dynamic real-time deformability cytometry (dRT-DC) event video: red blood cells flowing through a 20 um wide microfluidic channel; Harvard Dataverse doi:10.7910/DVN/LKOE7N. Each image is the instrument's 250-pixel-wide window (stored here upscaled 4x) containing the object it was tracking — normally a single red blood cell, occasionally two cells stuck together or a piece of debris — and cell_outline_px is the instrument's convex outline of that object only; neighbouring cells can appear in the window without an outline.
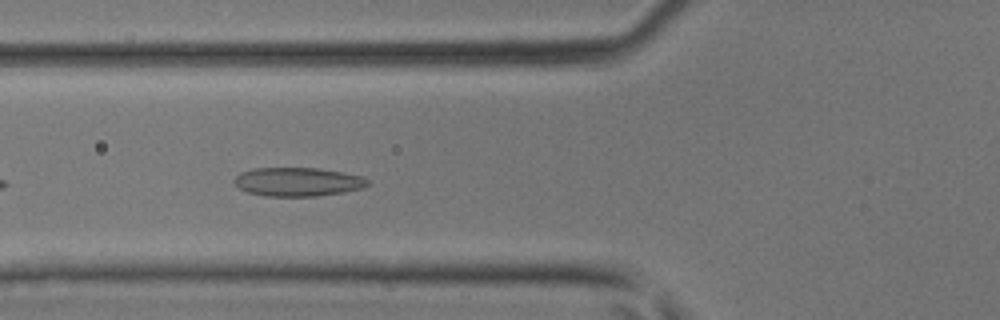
{"species": "common noctule bat (a hibernating species)", "species_latin": "Nyctalus noctula", "temperature_condition": "room temperature", "stored_images_in_passage": 11, "camera_frame_rate_fps": 3000, "um_per_image_px": 0.085, "animal": {"sex": "male", "body_mass_g": 17.9, "forearm_length_mm": 54.2}, "frame": {"image": 1, "passage_image": 5, "time_ms": 1.333, "image_size_px": [1000, 320], "cell_outline_px": [[368, 184], [360, 188], [344, 192], [316, 196], [264, 196], [248, 192], [240, 188], [232, 180], [240, 172], [252, 168], [320, 168], [344, 172], [360, 176], [368, 180]], "centroid_in_image_um": [25.27, 15.45], "position_along_channel_um": 100.5, "area_um2": 22.31}}
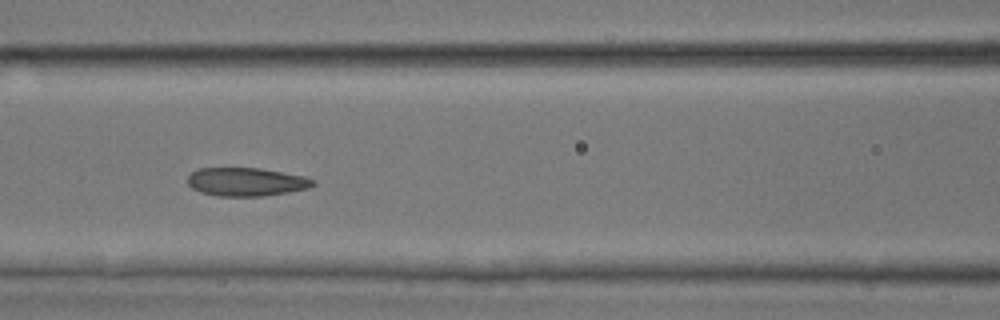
{"frame": {"image": 2, "passage_image": 8, "time_ms": 2.333, "image_size_px": [1000, 320], "cell_outline_px": [[316, 184], [308, 188], [288, 192], [264, 196], [216, 196], [200, 192], [192, 188], [188, 184], [188, 176], [196, 168], [260, 168], [304, 176], [316, 180]], "centroid_in_image_um": [20.93, 15.46], "position_along_channel_um": 145.7, "area_um2": 20.87}}